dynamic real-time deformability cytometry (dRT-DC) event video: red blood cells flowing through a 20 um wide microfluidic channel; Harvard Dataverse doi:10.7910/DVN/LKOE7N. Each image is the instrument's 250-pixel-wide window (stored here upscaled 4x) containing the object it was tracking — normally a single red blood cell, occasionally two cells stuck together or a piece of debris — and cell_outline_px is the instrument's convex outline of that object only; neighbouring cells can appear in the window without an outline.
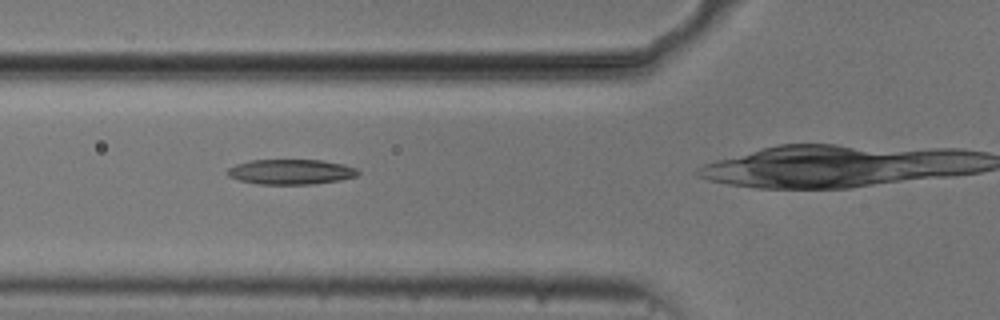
{"species": "common noctule bat (a hibernating species)", "species_latin": "Nyctalus noctula", "temperature_condition": "cold", "stored_images_in_passage": 36, "camera_frame_rate_fps": 3000, "um_per_image_px": 0.085, "animal": {"sex": "male", "body_mass_g": 20.5, "forearm_length_mm": 52.5}, "frame": {"image": 1, "passage_image": 13, "time_ms": 4.0, "image_size_px": [1000, 320], "cell_outline_px": [[360, 172], [356, 176], [340, 180], [312, 184], [256, 184], [240, 180], [228, 176], [224, 172], [228, 168], [236, 164], [252, 160], [320, 160], [344, 164], [356, 168]], "centroid_in_image_um": [24.7, 14.6], "position_along_channel_um": 101.1, "area_um2": 19.13}}
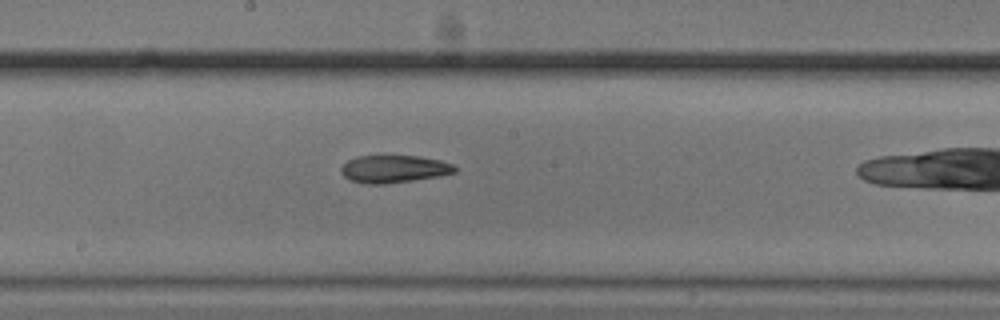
{"frame": {"image": 2, "passage_image": 22, "time_ms": 7.0, "image_size_px": [1000, 320], "cell_outline_px": [[456, 172], [440, 176], [384, 184], [368, 184], [348, 180], [340, 172], [340, 168], [348, 160], [356, 156], [420, 156], [440, 160], [452, 164], [456, 168]], "centroid_in_image_um": [33.46, 14.36], "position_along_channel_um": 214.7, "area_um2": 18.26}}
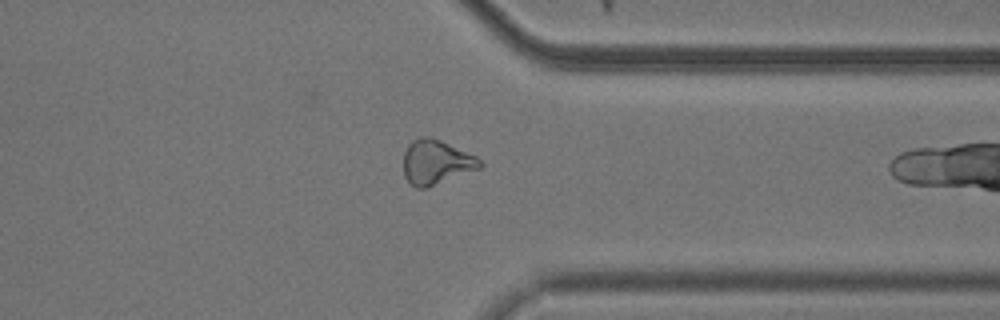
{"frame": {"image": 3, "passage_image": 35, "time_ms": 11.333, "image_size_px": [1000, 320], "cell_outline_px": [[484, 164], [480, 168], [424, 188], [416, 188], [404, 176], [404, 152], [408, 144], [412, 140], [424, 136], [428, 136], [440, 140], [476, 156]], "centroid_in_image_um": [37.06, 13.77], "position_along_channel_um": 374.3, "area_um2": 19.48}}